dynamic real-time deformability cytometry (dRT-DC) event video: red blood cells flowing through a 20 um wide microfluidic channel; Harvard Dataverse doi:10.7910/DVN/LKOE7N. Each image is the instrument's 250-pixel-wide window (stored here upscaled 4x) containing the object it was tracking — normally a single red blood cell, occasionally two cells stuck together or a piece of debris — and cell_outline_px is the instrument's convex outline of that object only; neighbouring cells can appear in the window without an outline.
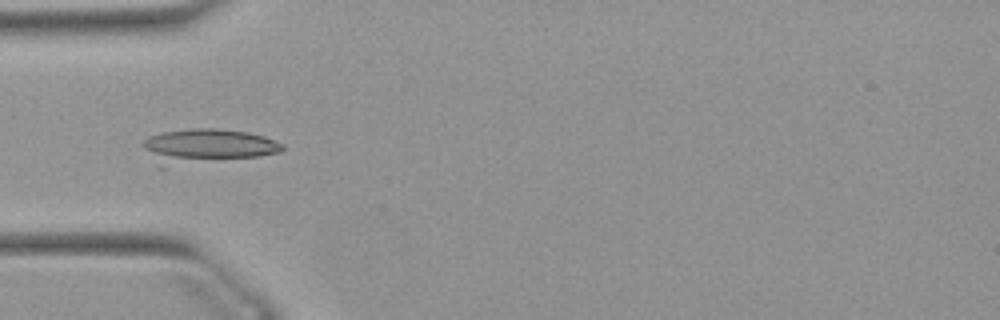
{"species": "Egyptian fruit bat (a non-hibernating species)", "species_latin": "Rousettus aegyptiacus", "temperature_condition": "warm", "stored_images_in_passage": 51, "camera_frame_rate_fps": 3000, "um_per_image_px": 0.085, "animal": {"sex": "female"}, "frame": {"image": 1, "passage_image": 15, "time_ms": 4.667, "image_size_px": [1000, 320], "cell_outline_px": [[284, 148], [280, 152], [260, 156], [164, 168], [156, 168], [140, 144], [148, 136], [164, 132], [196, 128], [216, 128], [248, 132], [264, 136], [284, 144]], "centroid_in_image_um": [17.5, 12.46], "position_along_channel_um": 67.5, "area_um2": 28.78}}
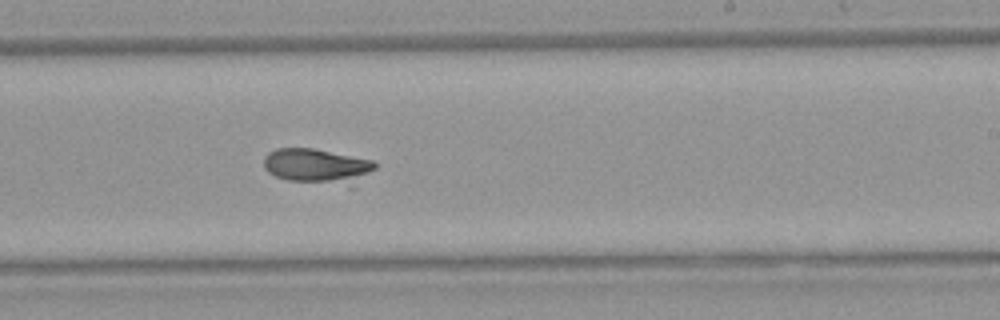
{"frame": {"image": 2, "passage_image": 30, "time_ms": 9.667, "image_size_px": [1000, 320], "cell_outline_px": [[376, 168], [352, 188], [288, 180], [276, 176], [268, 172], [264, 168], [264, 156], [268, 152], [276, 148], [312, 148], [372, 160], [376, 164]], "centroid_in_image_um": [27.01, 14.16], "position_along_channel_um": 262.0, "area_um2": 23.29}}
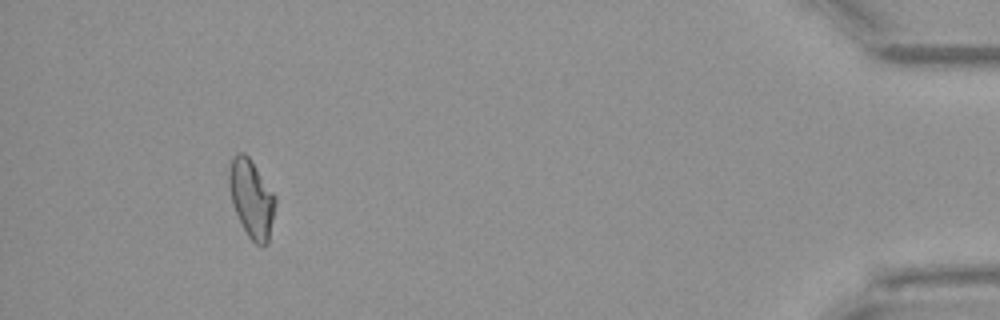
{"frame": {"image": 3, "passage_image": 47, "time_ms": 15.333, "image_size_px": [1000, 320], "cell_outline_px": [[276, 204], [268, 244], [256, 244], [248, 236], [232, 204], [228, 184], [228, 172], [232, 160], [236, 152], [244, 152], [248, 156], [276, 196]], "centroid_in_image_um": [21.38, 16.86], "position_along_channel_um": 413.8, "area_um2": 20.87}}